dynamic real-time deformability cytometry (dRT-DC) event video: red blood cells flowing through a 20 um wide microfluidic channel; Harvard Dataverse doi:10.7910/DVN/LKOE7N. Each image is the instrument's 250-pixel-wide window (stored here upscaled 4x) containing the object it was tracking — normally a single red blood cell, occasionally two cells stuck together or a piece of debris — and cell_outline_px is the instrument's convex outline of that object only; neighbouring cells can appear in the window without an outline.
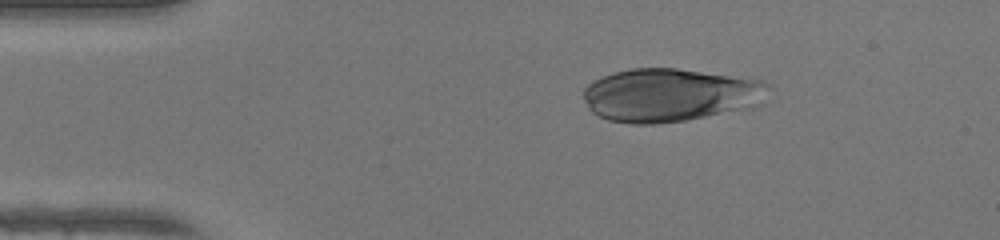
{"species": "human", "species_latin": "Homo sapiens", "temperature_condition": "warm", "stored_images_in_passage": 41, "camera_frame_rate_fps": 3000, "um_per_image_px": 0.085, "donor": {"sex": "female"}, "frame": {"image": 1, "passage_image": 1, "time_ms": 0.0, "image_size_px": [1000, 240], "cell_outline_px": [[772, 88], [764, 104], [752, 108], [688, 120], [656, 124], [632, 124], [608, 120], [592, 112], [588, 108], [584, 100], [584, 88], [592, 80], [616, 72], [632, 68], [676, 68], [764, 80]], "centroid_in_image_um": [57.03, 8.09], "position_along_channel_um": 28.0, "area_um2": 58.26}}
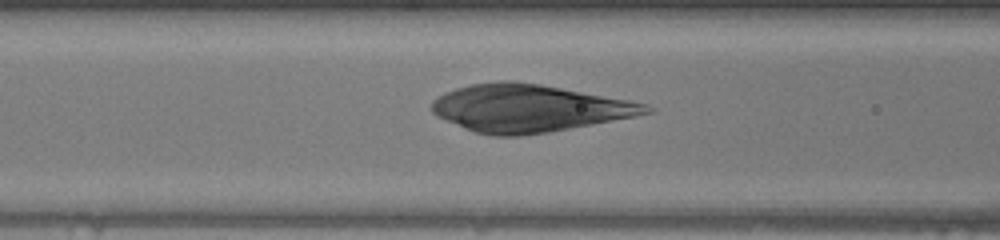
{"frame": {"image": 2, "passage_image": 12, "time_ms": 3.667, "image_size_px": [1000, 240], "cell_outline_px": [[656, 108], [652, 112], [636, 116], [548, 132], [520, 136], [492, 136], [476, 132], [436, 116], [432, 112], [432, 100], [444, 92], [456, 88], [472, 84], [500, 80], [516, 80], [540, 84], [632, 100], [648, 104]], "centroid_in_image_um": [44.98, 9.18], "position_along_channel_um": 121.6, "area_um2": 59.25}}
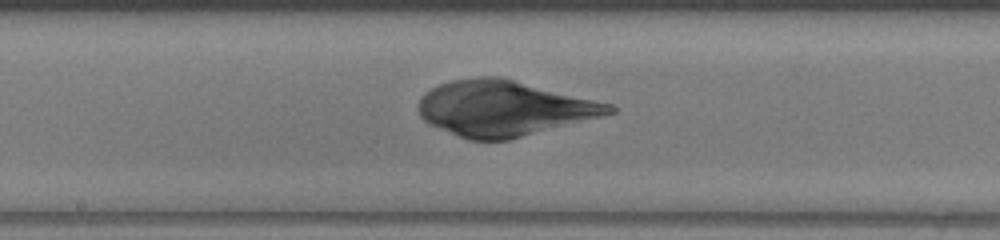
{"frame": {"image": 3, "passage_image": 18, "time_ms": 5.667, "image_size_px": [1000, 240], "cell_outline_px": [[616, 112], [604, 116], [508, 140], [468, 140], [428, 124], [420, 116], [416, 108], [420, 96], [424, 92], [440, 84], [452, 80], [476, 76], [500, 76], [612, 104], [616, 108]], "centroid_in_image_um": [42.8, 9.2], "position_along_channel_um": 205.4, "area_um2": 61.9}}